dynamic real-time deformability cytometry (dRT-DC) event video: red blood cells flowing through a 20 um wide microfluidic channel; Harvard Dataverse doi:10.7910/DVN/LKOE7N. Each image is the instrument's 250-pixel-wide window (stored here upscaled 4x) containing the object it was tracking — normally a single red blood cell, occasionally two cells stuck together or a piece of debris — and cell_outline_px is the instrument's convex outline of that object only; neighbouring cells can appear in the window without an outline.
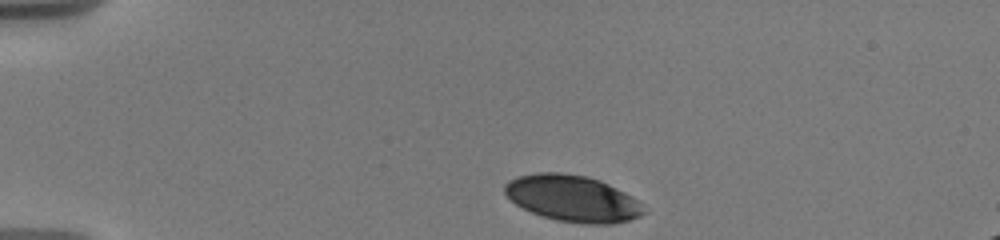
{"species": "human", "species_latin": "Homo sapiens", "temperature_condition": "warm", "stored_images_in_passage": 29, "camera_frame_rate_fps": 3000, "um_per_image_px": 0.085, "donor": {"sex": "male"}, "frame": {"image": 1, "passage_image": 1, "time_ms": 0.0, "image_size_px": [1000, 240], "cell_outline_px": [[644, 212], [640, 216], [628, 220], [612, 224], [584, 224], [556, 220], [532, 212], [516, 204], [504, 192], [504, 184], [508, 180], [516, 176], [536, 172], [560, 172], [588, 176], [600, 180], [624, 192], [636, 200], [640, 204]], "centroid_in_image_um": [48.63, 16.85], "position_along_channel_um": 36.4, "area_um2": 37.4}}
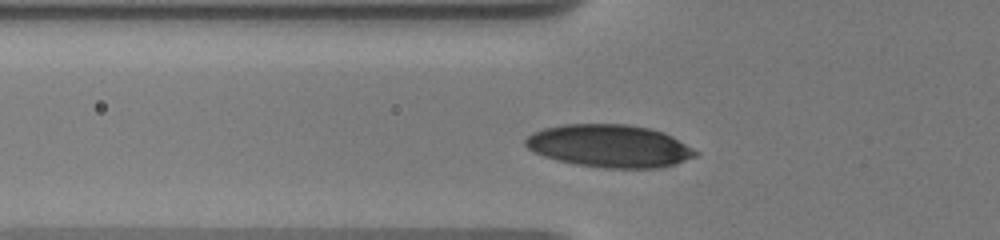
{"frame": {"image": 2, "passage_image": 21, "time_ms": 2.667, "image_size_px": [1000, 240], "cell_outline_px": [[700, 152], [696, 156], [660, 168], [604, 168], [576, 164], [556, 160], [544, 156], [528, 148], [524, 144], [524, 140], [532, 132], [544, 128], [564, 124], [628, 124], [648, 128], [664, 132], [672, 136]], "centroid_in_image_um": [51.8, 12.4], "position_along_channel_um": 74.0, "area_um2": 42.25}}
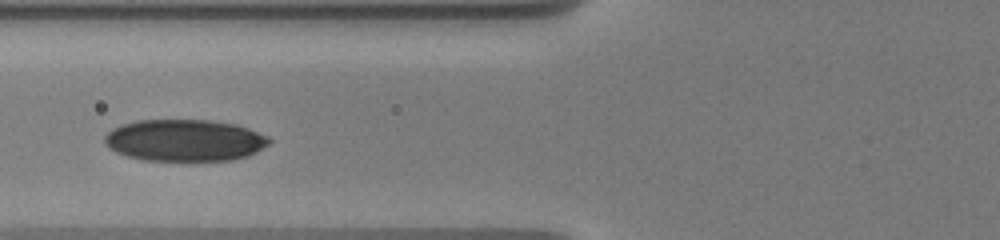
{"frame": {"image": 3, "passage_image": 28, "time_ms": 3.667, "image_size_px": [1000, 240], "cell_outline_px": [[272, 140], [268, 144], [256, 152], [248, 156], [232, 160], [144, 160], [128, 156], [116, 152], [108, 148], [104, 140], [104, 136], [112, 128], [120, 124], [136, 120], [212, 120], [236, 124], [248, 128], [268, 136]], "centroid_in_image_um": [15.69, 11.92], "position_along_channel_um": 110.1, "area_um2": 40.23}}